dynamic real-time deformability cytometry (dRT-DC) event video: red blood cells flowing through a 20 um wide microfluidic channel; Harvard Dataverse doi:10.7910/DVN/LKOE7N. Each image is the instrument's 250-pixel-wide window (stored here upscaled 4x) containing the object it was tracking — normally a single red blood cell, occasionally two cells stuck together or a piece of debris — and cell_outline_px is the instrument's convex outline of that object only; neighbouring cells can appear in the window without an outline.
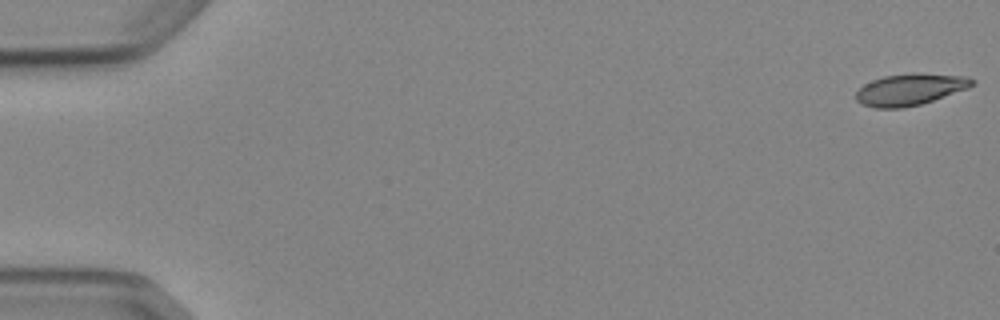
{"species": "Egyptian fruit bat (a non-hibernating species)", "species_latin": "Rousettus aegyptiacus", "temperature_condition": "cold", "stored_images_in_passage": 9, "camera_frame_rate_fps": 3000, "um_per_image_px": 0.085, "animal": {"sex": "female"}, "frame": {"image": 1, "passage_image": 1, "time_ms": 0.0, "image_size_px": [1000, 320], "cell_outline_px": [[976, 84], [968, 88], [920, 104], [904, 108], [876, 108], [864, 104], [856, 100], [856, 92], [864, 84], [872, 80], [884, 76], [968, 76], [976, 80]], "centroid_in_image_um": [77.33, 7.66], "position_along_channel_um": 7.7, "area_um2": 20.23}}
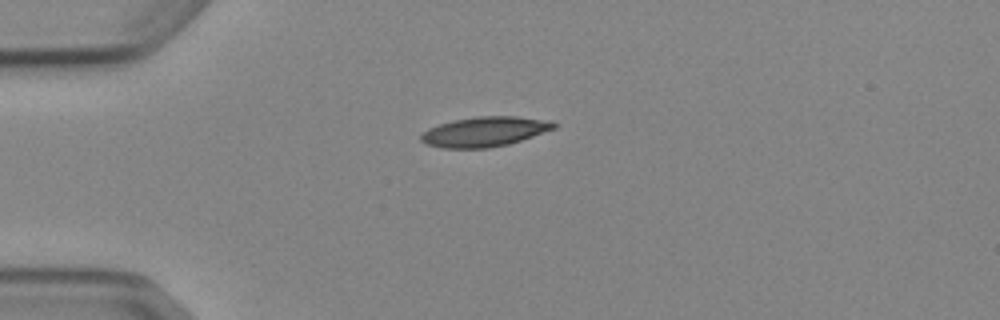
{"frame": {"image": 2, "passage_image": 4, "time_ms": 4.333, "image_size_px": [1000, 320], "cell_outline_px": [[556, 128], [508, 144], [488, 148], [440, 148], [428, 144], [420, 140], [420, 136], [428, 128], [452, 120], [476, 116], [516, 116], [552, 120], [556, 124]], "centroid_in_image_um": [41.2, 11.18], "position_along_channel_um": 43.8, "area_um2": 23.12}}
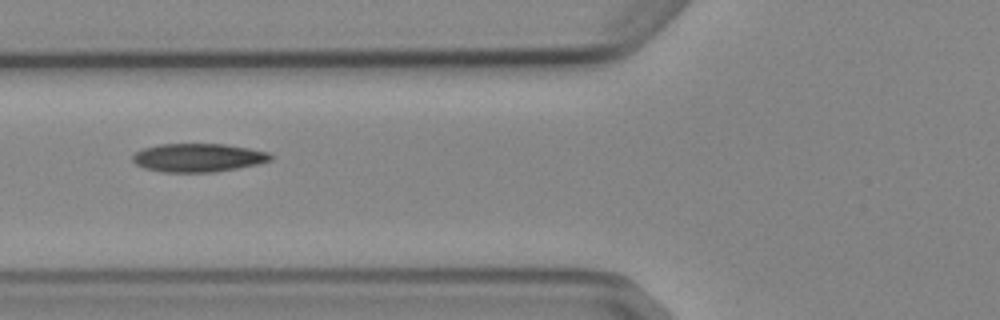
{"frame": {"image": 3, "passage_image": 6, "time_ms": 6.667, "image_size_px": [1000, 320], "cell_outline_px": [[272, 160], [256, 164], [236, 168], [212, 172], [164, 172], [144, 168], [136, 164], [132, 160], [132, 156], [136, 152], [144, 148], [160, 144], [224, 144], [248, 148], [268, 152], [272, 156]], "centroid_in_image_um": [16.82, 13.4], "position_along_channel_um": 109.0, "area_um2": 22.66}}